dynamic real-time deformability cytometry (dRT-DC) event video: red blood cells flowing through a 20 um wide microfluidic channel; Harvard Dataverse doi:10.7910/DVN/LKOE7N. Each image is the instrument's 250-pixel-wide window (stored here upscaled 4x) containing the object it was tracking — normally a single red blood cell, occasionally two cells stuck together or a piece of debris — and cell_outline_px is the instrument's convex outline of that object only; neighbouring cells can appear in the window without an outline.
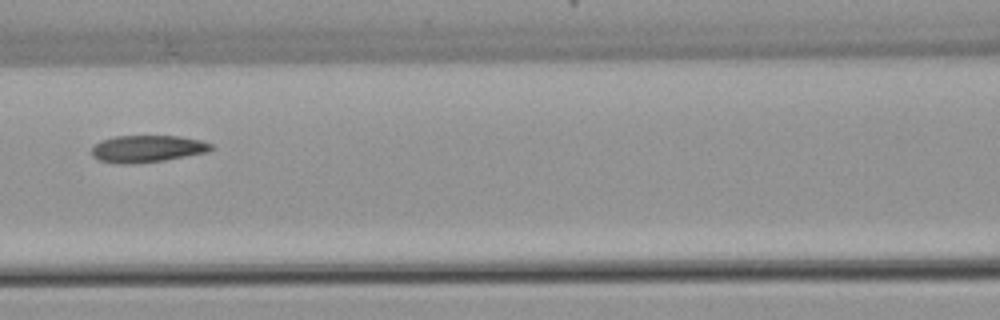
{"species": "common noctule bat (a hibernating species)", "species_latin": "Nyctalus noctula", "temperature_condition": "warm", "stored_images_in_passage": 6, "camera_frame_rate_fps": 3000, "um_per_image_px": 0.085, "animal": {"sex": "female", "body_mass_g": 22.7, "forearm_length_mm": 54.2}, "frame": {"image": 1, "passage_image": 5, "time_ms": 7.0, "image_size_px": [1000, 320], "cell_outline_px": [[216, 148], [208, 152], [164, 160], [132, 164], [124, 164], [100, 160], [92, 156], [92, 148], [100, 140], [116, 136], [180, 136], [200, 140], [212, 144]], "centroid_in_image_um": [12.55, 12.64], "position_along_channel_um": 154.0, "area_um2": 18.79}}